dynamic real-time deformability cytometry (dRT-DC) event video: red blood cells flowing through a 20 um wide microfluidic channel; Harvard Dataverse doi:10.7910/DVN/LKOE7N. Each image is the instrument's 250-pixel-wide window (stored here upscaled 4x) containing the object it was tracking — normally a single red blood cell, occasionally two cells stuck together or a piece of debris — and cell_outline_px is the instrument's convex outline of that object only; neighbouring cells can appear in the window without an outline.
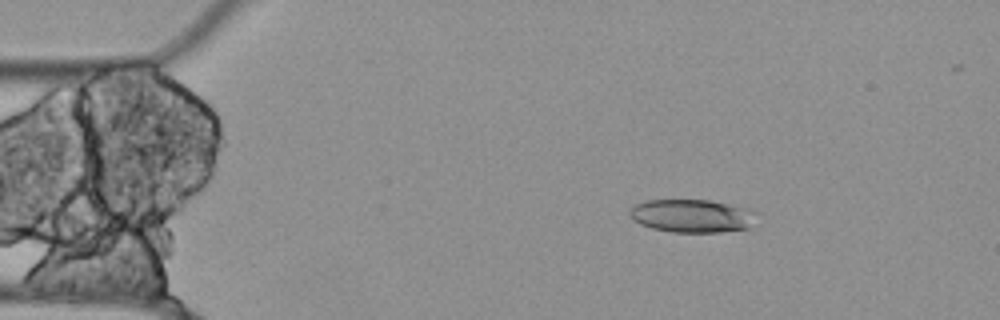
{"species": "Egyptian fruit bat (a non-hibernating species)", "species_latin": "Rousettus aegyptiacus", "temperature_condition": "cold", "stored_images_in_passage": 11, "camera_frame_rate_fps": 3000, "um_per_image_px": 0.085, "animal": {"sex": "female"}, "frame": {"image": 1, "passage_image": 1, "time_ms": 0.0, "image_size_px": [1000, 320], "cell_outline_px": [[760, 212], [748, 228], [720, 232], [672, 232], [652, 228], [640, 224], [628, 212], [636, 204], [648, 200], [708, 200], [744, 208]], "centroid_in_image_um": [58.84, 18.35], "position_along_channel_um": 26.2, "area_um2": 24.22}}
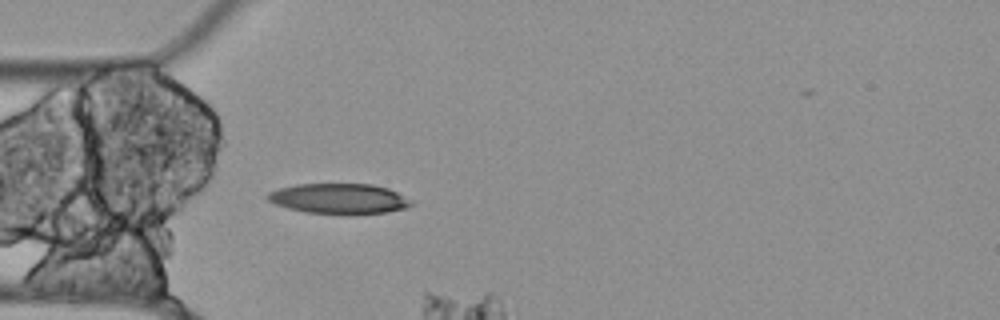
{"frame": {"image": 2, "passage_image": 8, "time_ms": 2.333, "image_size_px": [1000, 320], "cell_outline_px": [[412, 204], [404, 208], [388, 212], [304, 212], [288, 208], [276, 204], [268, 200], [264, 196], [268, 192], [280, 188], [296, 184], [372, 184], [388, 188], [412, 200]], "centroid_in_image_um": [28.78, 16.85], "position_along_channel_um": 56.2, "area_um2": 24.62}}